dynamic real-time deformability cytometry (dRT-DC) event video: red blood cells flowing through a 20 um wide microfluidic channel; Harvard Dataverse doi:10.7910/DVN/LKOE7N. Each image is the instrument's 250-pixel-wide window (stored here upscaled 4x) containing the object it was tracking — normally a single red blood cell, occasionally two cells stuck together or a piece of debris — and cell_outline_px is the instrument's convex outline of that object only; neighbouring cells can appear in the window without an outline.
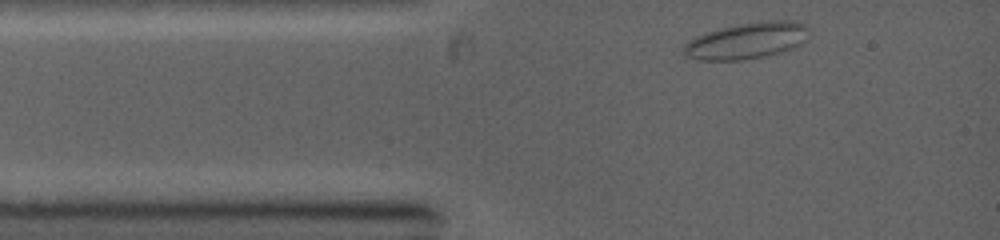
{"species": "common noctule bat (a hibernating species)", "species_latin": "Nyctalus noctula", "temperature_condition": "warm", "stored_images_in_passage": 23, "camera_frame_rate_fps": 5000, "um_per_image_px": 0.085, "animal": {"sex": "female", "body_mass_g": 19.0, "forearm_length_mm": 53.3}, "frame": {"image": 1, "passage_image": 1, "time_ms": 0.0, "image_size_px": [1000, 240], "cell_outline_px": [[808, 40], [796, 48], [768, 56], [740, 60], [700, 60], [688, 56], [684, 52], [684, 44], [688, 40], [704, 32], [736, 24], [764, 20], [792, 20], [804, 24], [808, 28]], "centroid_in_image_um": [63.53, 3.45], "position_along_channel_um": 21.5, "area_um2": 26.99}}
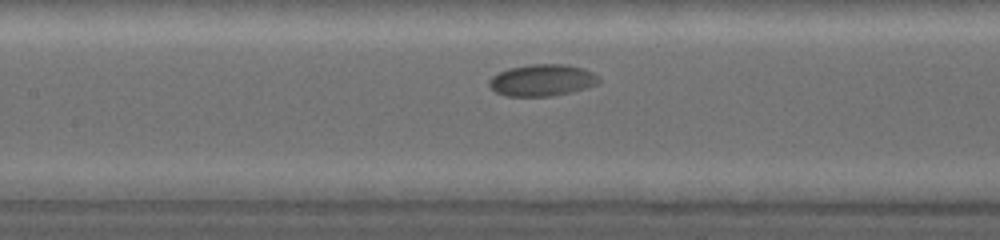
{"frame": {"image": 2, "passage_image": 7, "time_ms": 3.8, "image_size_px": [1000, 240], "cell_outline_px": [[600, 80], [596, 84], [588, 88], [572, 92], [552, 96], [508, 96], [496, 92], [488, 84], [488, 80], [492, 76], [508, 68], [532, 64], [564, 64], [580, 68], [592, 72], [600, 76]], "centroid_in_image_um": [46.09, 6.82], "position_along_channel_um": 161.3, "area_um2": 20.29}}
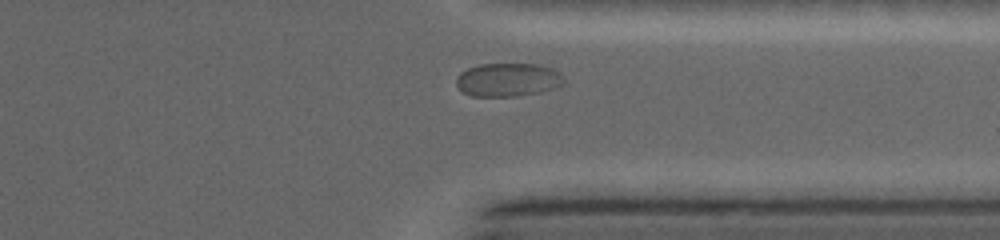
{"frame": {"image": 3, "passage_image": 19, "time_ms": 8.6, "image_size_px": [1000, 240], "cell_outline_px": [[564, 84], [540, 92], [516, 96], [472, 96], [464, 92], [456, 84], [456, 76], [460, 72], [468, 68], [480, 64], [540, 64], [552, 68], [560, 72], [564, 80]], "centroid_in_image_um": [43.17, 6.77], "position_along_channel_um": 368.2, "area_um2": 20.98}}